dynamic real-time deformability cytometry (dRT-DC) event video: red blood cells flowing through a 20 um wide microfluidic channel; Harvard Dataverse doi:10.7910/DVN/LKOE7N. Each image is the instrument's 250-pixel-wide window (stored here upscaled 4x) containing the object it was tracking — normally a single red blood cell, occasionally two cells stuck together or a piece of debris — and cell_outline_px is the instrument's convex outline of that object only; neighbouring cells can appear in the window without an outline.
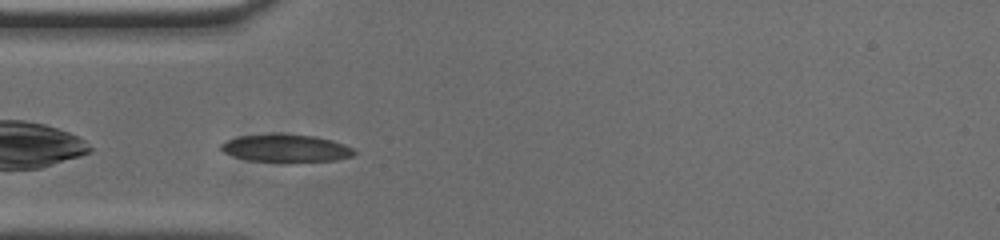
{"species": "common noctule bat (a hibernating species)", "species_latin": "Nyctalus noctula", "temperature_condition": "cold", "stored_images_in_passage": 40, "camera_frame_rate_fps": 3000, "um_per_image_px": 0.085, "animal": {"sex": "male", "body_mass_g": 20.0, "forearm_length_mm": 53.3}, "frame": {"image": 1, "passage_image": 1, "time_ms": 0.0, "image_size_px": [1000, 240], "cell_outline_px": [[356, 152], [352, 156], [336, 160], [248, 160], [232, 156], [224, 152], [220, 148], [220, 144], [224, 140], [236, 136], [316, 136], [332, 140], [344, 144], [352, 148]], "centroid_in_image_um": [24.28, 12.6], "position_along_channel_um": 60.7, "area_um2": 20.23}}
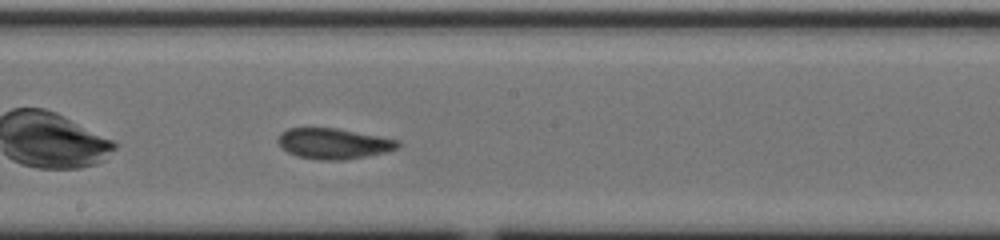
{"frame": {"image": 2, "passage_image": 14, "time_ms": 4.333, "image_size_px": [1000, 240], "cell_outline_px": [[400, 144], [396, 148], [384, 152], [368, 156], [344, 160], [320, 160], [296, 156], [288, 152], [276, 140], [280, 132], [288, 128], [336, 128], [400, 140]], "centroid_in_image_um": [28.33, 12.2], "position_along_channel_um": 219.9, "area_um2": 21.33}}
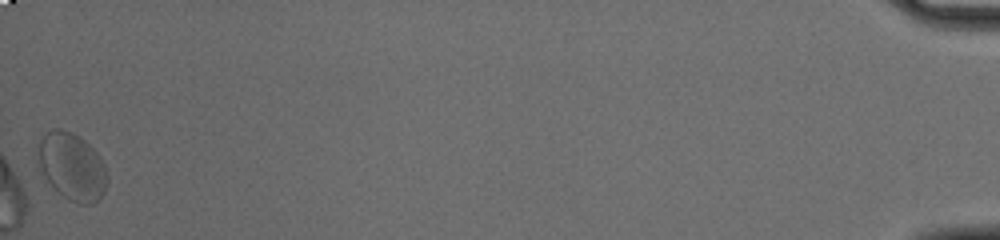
{"frame": {"image": 3, "passage_image": 40, "time_ms": 13.0, "image_size_px": [1000, 240], "cell_outline_px": [[108, 180], [104, 192], [92, 204], [80, 204], [68, 200], [40, 176], [36, 164], [36, 144], [48, 132], [56, 128], [60, 128], [72, 132], [80, 136], [100, 156], [104, 164], [108, 176]], "centroid_in_image_um": [6.05, 14.15], "position_along_channel_um": 429.1, "area_um2": 27.86}, "authors_computed_cell_mechanics": {"area_um2": 21.7617, "velocity_mm_per_s": 3.6784, "shape_relaxation_time_tau1_ms": null, "shape_relaxation_time_tau2_ms": 1.7076, "deformation_change_tau1": null, "deformation_change_tau2": 0.0505}}